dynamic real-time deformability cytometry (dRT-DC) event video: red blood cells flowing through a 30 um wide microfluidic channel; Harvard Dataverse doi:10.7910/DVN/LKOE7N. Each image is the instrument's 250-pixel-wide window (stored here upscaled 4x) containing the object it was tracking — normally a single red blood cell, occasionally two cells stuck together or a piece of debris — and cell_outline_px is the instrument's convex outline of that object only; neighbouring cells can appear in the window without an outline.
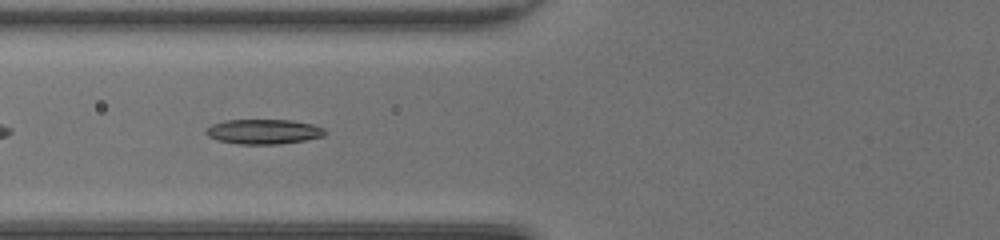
{"species": "common noctule bat (a hibernating species)", "species_latin": "Nyctalus noctula", "temperature_condition": "room temperature", "stored_images_in_passage": 35, "camera_frame_rate_fps": 3000, "um_per_image_px": 0.085, "animal": {"sex": "female", "body_mass_g": 20.0, "forearm_length_mm": 54.0}, "frame": {"image": 1, "passage_image": 7, "time_ms": 2.0, "image_size_px": [1000, 240], "cell_outline_px": [[328, 132], [324, 136], [304, 140], [280, 144], [240, 144], [216, 140], [208, 136], [204, 132], [212, 124], [224, 120], [292, 120], [312, 124], [324, 128]], "centroid_in_image_um": [22.41, 11.19], "position_along_channel_um": 103.4, "area_um2": 17.28}}
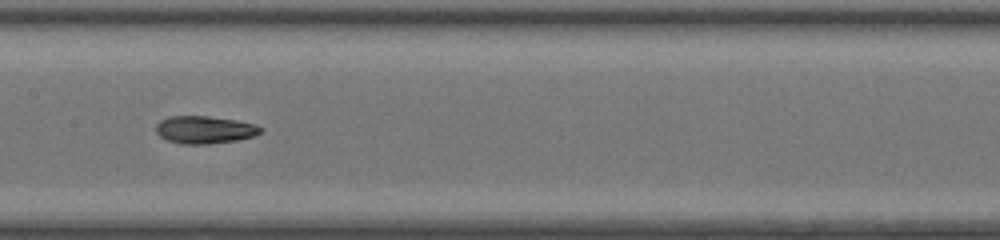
{"frame": {"image": 2, "passage_image": 13, "time_ms": 4.0, "image_size_px": [1000, 240], "cell_outline_px": [[264, 128], [260, 132], [252, 136], [236, 140], [208, 144], [180, 144], [168, 140], [160, 136], [156, 132], [156, 124], [160, 120], [168, 116], [208, 116], [236, 120], [256, 124]], "centroid_in_image_um": [17.37, 11.02], "position_along_channel_um": 190.0, "area_um2": 16.82}}
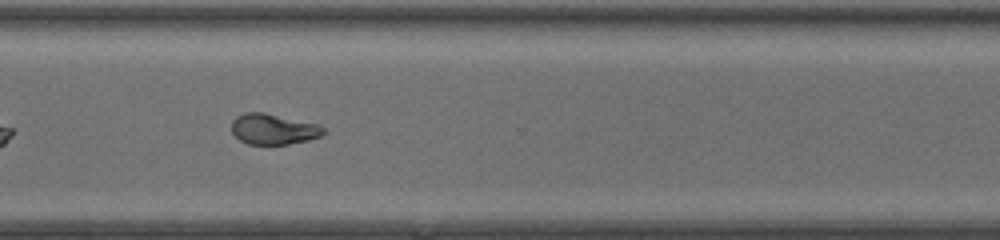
{"frame": {"image": 3, "passage_image": 24, "time_ms": 7.667, "image_size_px": [1000, 240], "cell_outline_px": [[324, 132], [320, 136], [308, 140], [288, 144], [248, 144], [240, 140], [232, 132], [232, 120], [236, 116], [244, 112], [264, 112], [320, 124], [324, 128]], "centroid_in_image_um": [23.23, 10.96], "position_along_channel_um": 347.4, "area_um2": 16.47}, "authors_computed_cell_mechanics": {"area_um2": 16.762, "velocity_mm_per_s": 4.2983, "shape_relaxation_time_tau1_ms": 4.8009, "shape_relaxation_time_tau2_ms": 2.212, "deformation_change_tau1": 0.1899, "deformation_change_tau2": 0.0667}}